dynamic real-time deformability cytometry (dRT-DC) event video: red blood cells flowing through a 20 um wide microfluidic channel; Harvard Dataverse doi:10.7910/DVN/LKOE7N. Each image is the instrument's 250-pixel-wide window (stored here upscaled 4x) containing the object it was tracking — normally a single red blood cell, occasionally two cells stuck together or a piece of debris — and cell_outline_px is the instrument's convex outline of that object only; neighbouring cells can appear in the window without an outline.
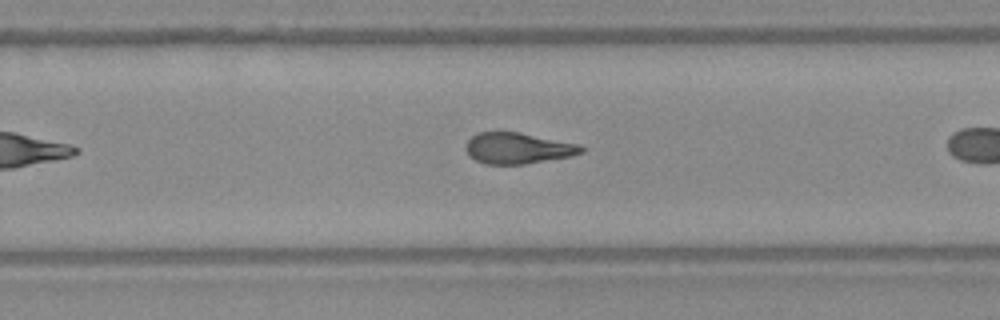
{"species": "Egyptian fruit bat (a non-hibernating species)", "species_latin": "Rousettus aegyptiacus", "temperature_condition": "warm", "stored_images_in_passage": 26, "camera_frame_rate_fps": 3000, "um_per_image_px": 0.085, "frame": {"image": 1, "passage_image": 19, "time_ms": 6.0, "image_size_px": [1000, 320], "cell_outline_px": [[584, 152], [572, 156], [524, 164], [484, 164], [468, 156], [464, 148], [468, 140], [472, 136], [480, 132], [520, 132], [580, 144], [584, 148]], "centroid_in_image_um": [44.02, 12.6], "position_along_channel_um": 285.8, "area_um2": 21.04}}
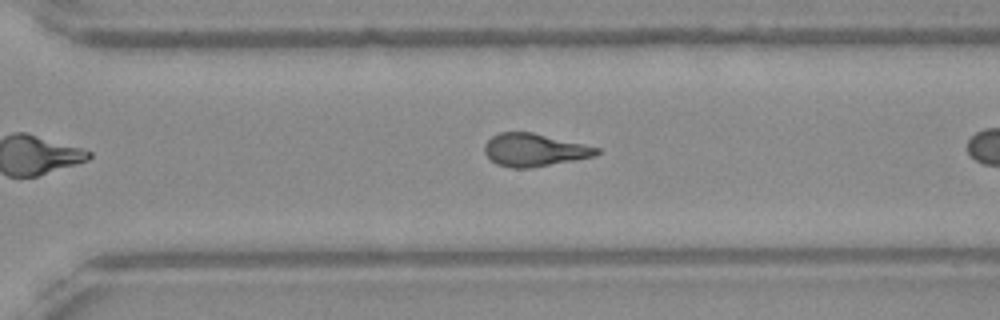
{"frame": {"image": 2, "passage_image": 22, "time_ms": 7.0, "image_size_px": [1000, 320], "cell_outline_px": [[600, 152], [596, 156], [528, 168], [512, 168], [496, 164], [484, 152], [484, 144], [492, 136], [500, 132], [532, 132], [600, 148]], "centroid_in_image_um": [45.4, 12.74], "position_along_channel_um": 325.2, "area_um2": 21.21}}